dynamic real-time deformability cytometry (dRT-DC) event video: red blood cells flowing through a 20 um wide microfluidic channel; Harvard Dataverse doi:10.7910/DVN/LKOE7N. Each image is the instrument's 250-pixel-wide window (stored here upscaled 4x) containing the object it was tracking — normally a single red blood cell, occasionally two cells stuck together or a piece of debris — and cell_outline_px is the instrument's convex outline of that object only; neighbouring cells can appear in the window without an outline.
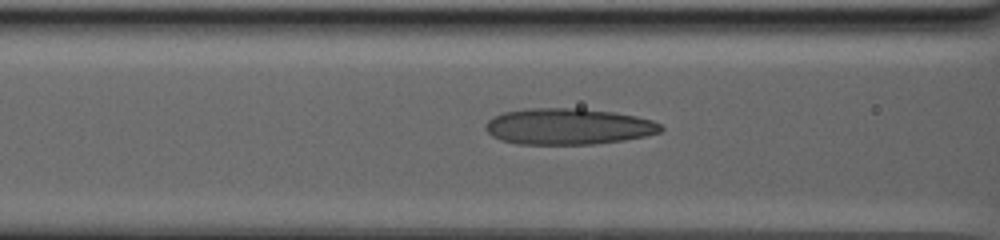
{"species": "human", "species_latin": "Homo sapiens", "temperature_condition": "warm", "stored_images_in_passage": 40, "camera_frame_rate_fps": 3000, "um_per_image_px": 0.085, "donor": {"sex": "male"}, "frame": {"image": 1, "passage_image": 15, "time_ms": 7.333, "image_size_px": [1000, 240], "cell_outline_px": [[664, 128], [660, 132], [644, 136], [624, 140], [592, 144], [516, 144], [500, 140], [492, 136], [484, 128], [484, 124], [492, 116], [504, 112], [528, 108], [580, 108], [616, 112], [636, 116], [652, 120], [660, 124]], "centroid_in_image_um": [48.27, 10.74], "position_along_channel_um": 118.3, "area_um2": 37.22}}
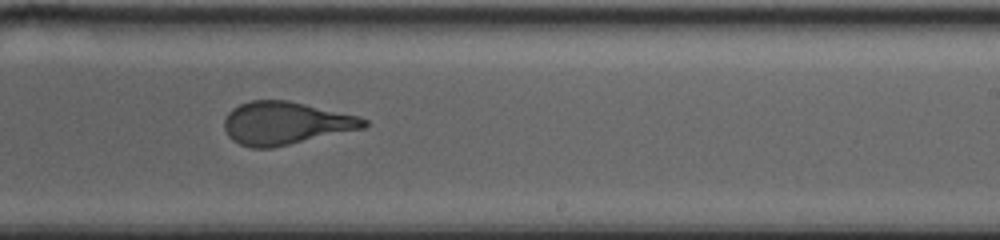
{"frame": {"image": 2, "passage_image": 25, "time_ms": 13.0, "image_size_px": [1000, 240], "cell_outline_px": [[368, 124], [364, 128], [272, 148], [252, 148], [240, 144], [232, 140], [228, 136], [224, 128], [224, 120], [228, 112], [232, 108], [240, 104], [252, 100], [288, 100], [360, 116], [368, 120]], "centroid_in_image_um": [24.27, 10.47], "position_along_channel_um": 264.7, "area_um2": 34.91}}
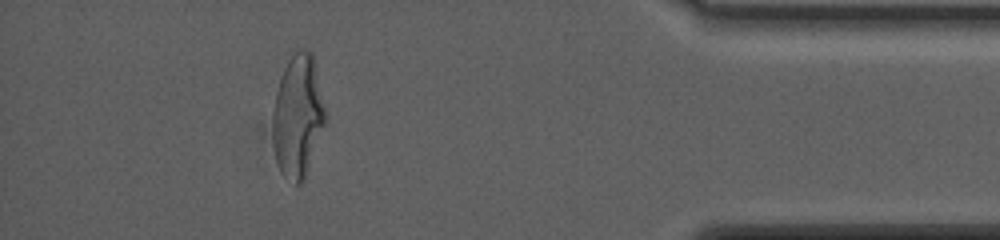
{"frame": {"image": 3, "passage_image": 36, "time_ms": 20.0, "image_size_px": [1000, 240], "cell_outline_px": [[328, 120], [304, 180], [300, 184], [296, 184], [280, 172], [276, 160], [272, 140], [272, 112], [276, 92], [280, 76], [288, 60], [300, 48], [304, 48], [312, 52], [328, 116]], "centroid_in_image_um": [25.33, 9.88], "position_along_channel_um": 409.9, "area_um2": 38.32}, "authors_computed_cell_mechanics": {"area_um2": 36.9053, "velocity_mm_per_s": 2.5848, "shape_relaxation_time_tau1_ms": 7.6847, "shape_relaxation_time_tau2_ms": 1.2216, "deformation_change_tau1": 0.2472, "deformation_change_tau2": 0.1051}}